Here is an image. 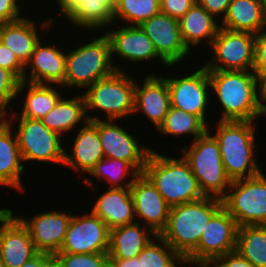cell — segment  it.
Listing matches in <instances>:
<instances>
[{
    "mask_svg": "<svg viewBox=\"0 0 266 267\" xmlns=\"http://www.w3.org/2000/svg\"><path fill=\"white\" fill-rule=\"evenodd\" d=\"M207 71L211 100H217L215 104L222 110L218 121H256L266 115L260 100L259 78L253 71Z\"/></svg>",
    "mask_w": 266,
    "mask_h": 267,
    "instance_id": "1",
    "label": "cell"
},
{
    "mask_svg": "<svg viewBox=\"0 0 266 267\" xmlns=\"http://www.w3.org/2000/svg\"><path fill=\"white\" fill-rule=\"evenodd\" d=\"M217 121L215 131H208L215 137L220 147L221 159L226 175L232 180L251 178L262 172L257 161L259 142L256 121ZM255 123V124H254ZM256 127V128H255Z\"/></svg>",
    "mask_w": 266,
    "mask_h": 267,
    "instance_id": "2",
    "label": "cell"
},
{
    "mask_svg": "<svg viewBox=\"0 0 266 267\" xmlns=\"http://www.w3.org/2000/svg\"><path fill=\"white\" fill-rule=\"evenodd\" d=\"M158 152L159 150H151L143 174L152 182L170 207L205 197L197 178L182 155L174 158Z\"/></svg>",
    "mask_w": 266,
    "mask_h": 267,
    "instance_id": "3",
    "label": "cell"
},
{
    "mask_svg": "<svg viewBox=\"0 0 266 267\" xmlns=\"http://www.w3.org/2000/svg\"><path fill=\"white\" fill-rule=\"evenodd\" d=\"M94 34V35H93ZM98 34V35H96ZM92 33L91 38L81 39L76 49L70 50V44L66 45V73L64 82L61 84L63 90L74 89L78 92L83 91L99 79L113 74L116 69L111 58V46L108 37L101 32ZM96 35V36H95ZM91 41H90V40ZM82 40H84L82 43Z\"/></svg>",
    "mask_w": 266,
    "mask_h": 267,
    "instance_id": "4",
    "label": "cell"
},
{
    "mask_svg": "<svg viewBox=\"0 0 266 267\" xmlns=\"http://www.w3.org/2000/svg\"><path fill=\"white\" fill-rule=\"evenodd\" d=\"M221 207V199L207 196L170 207L167 225L160 236L185 259L198 246L206 224Z\"/></svg>",
    "mask_w": 266,
    "mask_h": 267,
    "instance_id": "5",
    "label": "cell"
},
{
    "mask_svg": "<svg viewBox=\"0 0 266 267\" xmlns=\"http://www.w3.org/2000/svg\"><path fill=\"white\" fill-rule=\"evenodd\" d=\"M129 73L116 70L82 91L89 121L127 120L125 118L133 117L136 79ZM99 113L102 117L98 116Z\"/></svg>",
    "mask_w": 266,
    "mask_h": 267,
    "instance_id": "6",
    "label": "cell"
},
{
    "mask_svg": "<svg viewBox=\"0 0 266 267\" xmlns=\"http://www.w3.org/2000/svg\"><path fill=\"white\" fill-rule=\"evenodd\" d=\"M179 149L181 154L177 153V156L182 155L188 162L204 196L222 199L231 179L226 175L215 137L207 130L190 145Z\"/></svg>",
    "mask_w": 266,
    "mask_h": 267,
    "instance_id": "7",
    "label": "cell"
},
{
    "mask_svg": "<svg viewBox=\"0 0 266 267\" xmlns=\"http://www.w3.org/2000/svg\"><path fill=\"white\" fill-rule=\"evenodd\" d=\"M5 121L16 134L24 163L63 166L66 150L64 141H67V138L64 140L60 134L47 128L39 119L5 116Z\"/></svg>",
    "mask_w": 266,
    "mask_h": 267,
    "instance_id": "8",
    "label": "cell"
},
{
    "mask_svg": "<svg viewBox=\"0 0 266 267\" xmlns=\"http://www.w3.org/2000/svg\"><path fill=\"white\" fill-rule=\"evenodd\" d=\"M221 200L239 227L266 225V174L232 180Z\"/></svg>",
    "mask_w": 266,
    "mask_h": 267,
    "instance_id": "9",
    "label": "cell"
},
{
    "mask_svg": "<svg viewBox=\"0 0 266 267\" xmlns=\"http://www.w3.org/2000/svg\"><path fill=\"white\" fill-rule=\"evenodd\" d=\"M191 70V73L186 69L183 70L182 75L184 76L178 74V76L166 77L162 74L169 88L171 106L198 116L210 127L209 125L212 126V123H209L208 117L212 106L214 108V105H212L214 101L210 100L211 86L208 71L203 65L196 70L194 68Z\"/></svg>",
    "mask_w": 266,
    "mask_h": 267,
    "instance_id": "10",
    "label": "cell"
},
{
    "mask_svg": "<svg viewBox=\"0 0 266 267\" xmlns=\"http://www.w3.org/2000/svg\"><path fill=\"white\" fill-rule=\"evenodd\" d=\"M255 34L220 27L207 50L213 56L203 66L207 70L253 71Z\"/></svg>",
    "mask_w": 266,
    "mask_h": 267,
    "instance_id": "11",
    "label": "cell"
},
{
    "mask_svg": "<svg viewBox=\"0 0 266 267\" xmlns=\"http://www.w3.org/2000/svg\"><path fill=\"white\" fill-rule=\"evenodd\" d=\"M115 25V27H113ZM117 27L114 23L110 25L104 34L108 37L111 46V58L113 65L118 71H127L128 67L125 69L123 66L125 64H120L128 61L132 63L133 66L138 63H145L150 61L161 62L162 66L166 68L174 69V66H169L157 53L154 43L146 35L140 26H128L121 25ZM112 27V28H111ZM110 29V30H109ZM116 54V55H115ZM117 56V57H116ZM115 59V60H114ZM122 60L118 64L116 62ZM160 59V60H159ZM122 65V66H121Z\"/></svg>",
    "mask_w": 266,
    "mask_h": 267,
    "instance_id": "12",
    "label": "cell"
},
{
    "mask_svg": "<svg viewBox=\"0 0 266 267\" xmlns=\"http://www.w3.org/2000/svg\"><path fill=\"white\" fill-rule=\"evenodd\" d=\"M238 228L235 219L221 207L206 224L198 246L185 262L209 265L214 259L236 251Z\"/></svg>",
    "mask_w": 266,
    "mask_h": 267,
    "instance_id": "13",
    "label": "cell"
},
{
    "mask_svg": "<svg viewBox=\"0 0 266 267\" xmlns=\"http://www.w3.org/2000/svg\"><path fill=\"white\" fill-rule=\"evenodd\" d=\"M123 120H98V135L104 156L111 159L128 161L140 174L143 173L152 148L135 138L129 128L117 123Z\"/></svg>",
    "mask_w": 266,
    "mask_h": 267,
    "instance_id": "14",
    "label": "cell"
},
{
    "mask_svg": "<svg viewBox=\"0 0 266 267\" xmlns=\"http://www.w3.org/2000/svg\"><path fill=\"white\" fill-rule=\"evenodd\" d=\"M78 213L81 214H72L59 252L73 254L108 252L109 228L106 223L90 210Z\"/></svg>",
    "mask_w": 266,
    "mask_h": 267,
    "instance_id": "15",
    "label": "cell"
},
{
    "mask_svg": "<svg viewBox=\"0 0 266 267\" xmlns=\"http://www.w3.org/2000/svg\"><path fill=\"white\" fill-rule=\"evenodd\" d=\"M79 129V131H78ZM76 135H69L71 137V150H65V160L64 167L74 171L77 174V177L83 178V182L87 187L92 188L94 191H97V185L92 179L85 177L89 172L94 168L100 160L105 156L103 153L102 145L98 135V120L87 121L84 125L77 128L74 132ZM80 172V173H79ZM79 173V175H78ZM85 173V174H84ZM84 174L83 176H81ZM96 185V186H95Z\"/></svg>",
    "mask_w": 266,
    "mask_h": 267,
    "instance_id": "16",
    "label": "cell"
},
{
    "mask_svg": "<svg viewBox=\"0 0 266 267\" xmlns=\"http://www.w3.org/2000/svg\"><path fill=\"white\" fill-rule=\"evenodd\" d=\"M54 209L55 207L49 211L35 212L30 219L22 216L23 214H16L29 230L37 252L55 255L64 242L73 211L71 213L70 210Z\"/></svg>",
    "mask_w": 266,
    "mask_h": 267,
    "instance_id": "17",
    "label": "cell"
},
{
    "mask_svg": "<svg viewBox=\"0 0 266 267\" xmlns=\"http://www.w3.org/2000/svg\"><path fill=\"white\" fill-rule=\"evenodd\" d=\"M154 43L158 55L169 65L188 61L190 52L183 43L177 19L159 12L139 25ZM185 59V60H184Z\"/></svg>",
    "mask_w": 266,
    "mask_h": 267,
    "instance_id": "18",
    "label": "cell"
},
{
    "mask_svg": "<svg viewBox=\"0 0 266 267\" xmlns=\"http://www.w3.org/2000/svg\"><path fill=\"white\" fill-rule=\"evenodd\" d=\"M130 190L136 222L160 235L167 225L170 206L143 173L134 179Z\"/></svg>",
    "mask_w": 266,
    "mask_h": 267,
    "instance_id": "19",
    "label": "cell"
},
{
    "mask_svg": "<svg viewBox=\"0 0 266 267\" xmlns=\"http://www.w3.org/2000/svg\"><path fill=\"white\" fill-rule=\"evenodd\" d=\"M47 37L43 36L40 39L30 60L26 63L23 76L24 82L56 85H61L64 82L66 49L63 50V45L62 47L59 44L56 46V43L50 40L46 41L45 38ZM46 42L52 43L48 44Z\"/></svg>",
    "mask_w": 266,
    "mask_h": 267,
    "instance_id": "20",
    "label": "cell"
},
{
    "mask_svg": "<svg viewBox=\"0 0 266 267\" xmlns=\"http://www.w3.org/2000/svg\"><path fill=\"white\" fill-rule=\"evenodd\" d=\"M36 253L29 230L9 208L0 217V260L6 267H21Z\"/></svg>",
    "mask_w": 266,
    "mask_h": 267,
    "instance_id": "21",
    "label": "cell"
},
{
    "mask_svg": "<svg viewBox=\"0 0 266 267\" xmlns=\"http://www.w3.org/2000/svg\"><path fill=\"white\" fill-rule=\"evenodd\" d=\"M140 83L136 79L134 113H142L150 121L154 129L157 130L163 123L166 114L171 106L170 92L166 79L162 75L151 74L143 75Z\"/></svg>",
    "mask_w": 266,
    "mask_h": 267,
    "instance_id": "22",
    "label": "cell"
},
{
    "mask_svg": "<svg viewBox=\"0 0 266 267\" xmlns=\"http://www.w3.org/2000/svg\"><path fill=\"white\" fill-rule=\"evenodd\" d=\"M56 17L49 16L43 19L41 24L33 21L34 17L28 18L27 15L13 22L0 23V41L26 65L36 44L43 38L41 32L45 34L50 29H55ZM38 24L41 30H38Z\"/></svg>",
    "mask_w": 266,
    "mask_h": 267,
    "instance_id": "23",
    "label": "cell"
},
{
    "mask_svg": "<svg viewBox=\"0 0 266 267\" xmlns=\"http://www.w3.org/2000/svg\"><path fill=\"white\" fill-rule=\"evenodd\" d=\"M62 88L61 85L56 84H36L20 81L17 99L19 97L21 101L23 99V102L19 106V109H21L20 111H18L19 109L9 111L5 116L40 120L55 107L63 96ZM15 110L17 111L15 112Z\"/></svg>",
    "mask_w": 266,
    "mask_h": 267,
    "instance_id": "24",
    "label": "cell"
},
{
    "mask_svg": "<svg viewBox=\"0 0 266 267\" xmlns=\"http://www.w3.org/2000/svg\"><path fill=\"white\" fill-rule=\"evenodd\" d=\"M106 190L91 204L90 211L106 223L109 230L136 222L130 187Z\"/></svg>",
    "mask_w": 266,
    "mask_h": 267,
    "instance_id": "25",
    "label": "cell"
},
{
    "mask_svg": "<svg viewBox=\"0 0 266 267\" xmlns=\"http://www.w3.org/2000/svg\"><path fill=\"white\" fill-rule=\"evenodd\" d=\"M25 167L16 134L11 126L3 121L0 124V187L24 193L26 190L21 176L25 174Z\"/></svg>",
    "mask_w": 266,
    "mask_h": 267,
    "instance_id": "26",
    "label": "cell"
},
{
    "mask_svg": "<svg viewBox=\"0 0 266 267\" xmlns=\"http://www.w3.org/2000/svg\"><path fill=\"white\" fill-rule=\"evenodd\" d=\"M178 23L183 43L190 52H192V49L193 51H195V48L196 50L199 49L197 46L202 45L204 51L206 44V47L209 48L220 29V21L198 2H195L178 20Z\"/></svg>",
    "mask_w": 266,
    "mask_h": 267,
    "instance_id": "27",
    "label": "cell"
},
{
    "mask_svg": "<svg viewBox=\"0 0 266 267\" xmlns=\"http://www.w3.org/2000/svg\"><path fill=\"white\" fill-rule=\"evenodd\" d=\"M115 0H78L64 15V22H69L79 28L82 38L86 32H101L114 24L113 12ZM66 19V21H65ZM83 32V33H82Z\"/></svg>",
    "mask_w": 266,
    "mask_h": 267,
    "instance_id": "28",
    "label": "cell"
},
{
    "mask_svg": "<svg viewBox=\"0 0 266 267\" xmlns=\"http://www.w3.org/2000/svg\"><path fill=\"white\" fill-rule=\"evenodd\" d=\"M220 27L258 34L266 29V0H231Z\"/></svg>",
    "mask_w": 266,
    "mask_h": 267,
    "instance_id": "29",
    "label": "cell"
},
{
    "mask_svg": "<svg viewBox=\"0 0 266 267\" xmlns=\"http://www.w3.org/2000/svg\"><path fill=\"white\" fill-rule=\"evenodd\" d=\"M72 96L63 94L55 107L40 119L47 128L57 132L63 138L88 121L83 94L77 92Z\"/></svg>",
    "mask_w": 266,
    "mask_h": 267,
    "instance_id": "30",
    "label": "cell"
},
{
    "mask_svg": "<svg viewBox=\"0 0 266 267\" xmlns=\"http://www.w3.org/2000/svg\"><path fill=\"white\" fill-rule=\"evenodd\" d=\"M157 235L140 222L126 224L109 230V258L131 259L137 257Z\"/></svg>",
    "mask_w": 266,
    "mask_h": 267,
    "instance_id": "31",
    "label": "cell"
},
{
    "mask_svg": "<svg viewBox=\"0 0 266 267\" xmlns=\"http://www.w3.org/2000/svg\"><path fill=\"white\" fill-rule=\"evenodd\" d=\"M207 130L208 126L198 116L170 106L163 123L157 129V133L164 137L175 136V139L189 135L188 137H192L193 142Z\"/></svg>",
    "mask_w": 266,
    "mask_h": 267,
    "instance_id": "32",
    "label": "cell"
},
{
    "mask_svg": "<svg viewBox=\"0 0 266 267\" xmlns=\"http://www.w3.org/2000/svg\"><path fill=\"white\" fill-rule=\"evenodd\" d=\"M236 251L254 267H266V225L240 226Z\"/></svg>",
    "mask_w": 266,
    "mask_h": 267,
    "instance_id": "33",
    "label": "cell"
},
{
    "mask_svg": "<svg viewBox=\"0 0 266 267\" xmlns=\"http://www.w3.org/2000/svg\"><path fill=\"white\" fill-rule=\"evenodd\" d=\"M139 174L128 161L104 157L87 176L99 182L106 181L109 188H126L132 185Z\"/></svg>",
    "mask_w": 266,
    "mask_h": 267,
    "instance_id": "34",
    "label": "cell"
},
{
    "mask_svg": "<svg viewBox=\"0 0 266 267\" xmlns=\"http://www.w3.org/2000/svg\"><path fill=\"white\" fill-rule=\"evenodd\" d=\"M159 12L160 0H115L113 19L117 25L139 26Z\"/></svg>",
    "mask_w": 266,
    "mask_h": 267,
    "instance_id": "35",
    "label": "cell"
},
{
    "mask_svg": "<svg viewBox=\"0 0 266 267\" xmlns=\"http://www.w3.org/2000/svg\"><path fill=\"white\" fill-rule=\"evenodd\" d=\"M140 267H181L185 260L160 236L154 237L138 255Z\"/></svg>",
    "mask_w": 266,
    "mask_h": 267,
    "instance_id": "36",
    "label": "cell"
},
{
    "mask_svg": "<svg viewBox=\"0 0 266 267\" xmlns=\"http://www.w3.org/2000/svg\"><path fill=\"white\" fill-rule=\"evenodd\" d=\"M56 267H109L107 252L73 254L58 252L54 255Z\"/></svg>",
    "mask_w": 266,
    "mask_h": 267,
    "instance_id": "37",
    "label": "cell"
},
{
    "mask_svg": "<svg viewBox=\"0 0 266 267\" xmlns=\"http://www.w3.org/2000/svg\"><path fill=\"white\" fill-rule=\"evenodd\" d=\"M19 83L20 81L10 71L0 67V110L5 114L9 110H13L15 102L18 100ZM13 101L14 104L12 105Z\"/></svg>",
    "mask_w": 266,
    "mask_h": 267,
    "instance_id": "38",
    "label": "cell"
},
{
    "mask_svg": "<svg viewBox=\"0 0 266 267\" xmlns=\"http://www.w3.org/2000/svg\"><path fill=\"white\" fill-rule=\"evenodd\" d=\"M0 67L10 71L19 81H23L25 65L0 41Z\"/></svg>",
    "mask_w": 266,
    "mask_h": 267,
    "instance_id": "39",
    "label": "cell"
},
{
    "mask_svg": "<svg viewBox=\"0 0 266 267\" xmlns=\"http://www.w3.org/2000/svg\"><path fill=\"white\" fill-rule=\"evenodd\" d=\"M253 72L260 79L266 73V29L255 34Z\"/></svg>",
    "mask_w": 266,
    "mask_h": 267,
    "instance_id": "40",
    "label": "cell"
},
{
    "mask_svg": "<svg viewBox=\"0 0 266 267\" xmlns=\"http://www.w3.org/2000/svg\"><path fill=\"white\" fill-rule=\"evenodd\" d=\"M197 0H160V12L179 20Z\"/></svg>",
    "mask_w": 266,
    "mask_h": 267,
    "instance_id": "41",
    "label": "cell"
},
{
    "mask_svg": "<svg viewBox=\"0 0 266 267\" xmlns=\"http://www.w3.org/2000/svg\"><path fill=\"white\" fill-rule=\"evenodd\" d=\"M19 1L20 0H0V23L13 22L25 16L21 15L23 12L22 9L24 8L23 4H25V1Z\"/></svg>",
    "mask_w": 266,
    "mask_h": 267,
    "instance_id": "42",
    "label": "cell"
},
{
    "mask_svg": "<svg viewBox=\"0 0 266 267\" xmlns=\"http://www.w3.org/2000/svg\"><path fill=\"white\" fill-rule=\"evenodd\" d=\"M210 267H254L248 260L243 258L237 251L227 253L214 259Z\"/></svg>",
    "mask_w": 266,
    "mask_h": 267,
    "instance_id": "43",
    "label": "cell"
},
{
    "mask_svg": "<svg viewBox=\"0 0 266 267\" xmlns=\"http://www.w3.org/2000/svg\"><path fill=\"white\" fill-rule=\"evenodd\" d=\"M197 2L217 20L221 21L231 0H197Z\"/></svg>",
    "mask_w": 266,
    "mask_h": 267,
    "instance_id": "44",
    "label": "cell"
},
{
    "mask_svg": "<svg viewBox=\"0 0 266 267\" xmlns=\"http://www.w3.org/2000/svg\"><path fill=\"white\" fill-rule=\"evenodd\" d=\"M21 267H56L54 255L37 252Z\"/></svg>",
    "mask_w": 266,
    "mask_h": 267,
    "instance_id": "45",
    "label": "cell"
},
{
    "mask_svg": "<svg viewBox=\"0 0 266 267\" xmlns=\"http://www.w3.org/2000/svg\"><path fill=\"white\" fill-rule=\"evenodd\" d=\"M109 267H140L138 256L134 258H109Z\"/></svg>",
    "mask_w": 266,
    "mask_h": 267,
    "instance_id": "46",
    "label": "cell"
},
{
    "mask_svg": "<svg viewBox=\"0 0 266 267\" xmlns=\"http://www.w3.org/2000/svg\"><path fill=\"white\" fill-rule=\"evenodd\" d=\"M55 3H53L52 5H54L53 7H57V14L56 15H60L59 18H61V16L63 17L73 6L74 4H76L78 2V0H54ZM59 8V9H58Z\"/></svg>",
    "mask_w": 266,
    "mask_h": 267,
    "instance_id": "47",
    "label": "cell"
},
{
    "mask_svg": "<svg viewBox=\"0 0 266 267\" xmlns=\"http://www.w3.org/2000/svg\"><path fill=\"white\" fill-rule=\"evenodd\" d=\"M260 100L263 108L266 110V73L259 79Z\"/></svg>",
    "mask_w": 266,
    "mask_h": 267,
    "instance_id": "48",
    "label": "cell"
},
{
    "mask_svg": "<svg viewBox=\"0 0 266 267\" xmlns=\"http://www.w3.org/2000/svg\"><path fill=\"white\" fill-rule=\"evenodd\" d=\"M210 267L209 265H206V264H189V263H184L181 267Z\"/></svg>",
    "mask_w": 266,
    "mask_h": 267,
    "instance_id": "49",
    "label": "cell"
},
{
    "mask_svg": "<svg viewBox=\"0 0 266 267\" xmlns=\"http://www.w3.org/2000/svg\"><path fill=\"white\" fill-rule=\"evenodd\" d=\"M5 121V113L0 110V124Z\"/></svg>",
    "mask_w": 266,
    "mask_h": 267,
    "instance_id": "50",
    "label": "cell"
},
{
    "mask_svg": "<svg viewBox=\"0 0 266 267\" xmlns=\"http://www.w3.org/2000/svg\"><path fill=\"white\" fill-rule=\"evenodd\" d=\"M9 209V207L8 208H2V209H0V217L7 211Z\"/></svg>",
    "mask_w": 266,
    "mask_h": 267,
    "instance_id": "51",
    "label": "cell"
},
{
    "mask_svg": "<svg viewBox=\"0 0 266 267\" xmlns=\"http://www.w3.org/2000/svg\"><path fill=\"white\" fill-rule=\"evenodd\" d=\"M0 267H6V266L2 263L1 260H0Z\"/></svg>",
    "mask_w": 266,
    "mask_h": 267,
    "instance_id": "52",
    "label": "cell"
}]
</instances>
